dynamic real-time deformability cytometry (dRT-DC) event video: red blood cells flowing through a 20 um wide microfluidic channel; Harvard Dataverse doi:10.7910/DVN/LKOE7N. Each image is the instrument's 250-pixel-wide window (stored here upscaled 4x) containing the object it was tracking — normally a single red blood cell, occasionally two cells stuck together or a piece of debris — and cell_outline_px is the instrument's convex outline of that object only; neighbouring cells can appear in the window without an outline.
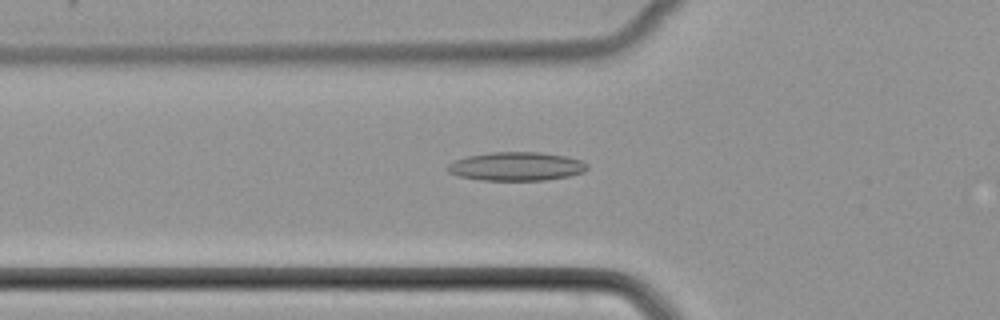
{"species": "common noctule bat (a hibernating species)", "species_latin": "Nyctalus noctula", "temperature_condition": "cold", "stored_images_in_passage": 52, "camera_frame_rate_fps": 3000, "um_per_image_px": 0.085, "animal": {"sex": "female", "body_mass_g": 22.7, "forearm_length_mm": 54.2}, "frame": {"image": 1, "passage_image": 19, "time_ms": 6.0, "image_size_px": [1000, 320], "cell_outline_px": [[588, 168], [584, 172], [568, 176], [544, 180], [480, 180], [456, 176], [448, 172], [448, 164], [456, 160], [468, 156], [492, 152], [540, 152], [568, 156], [580, 160], [588, 164]], "centroid_in_image_um": [43.9, 14.14], "position_along_channel_um": 81.9, "area_um2": 23.35}}
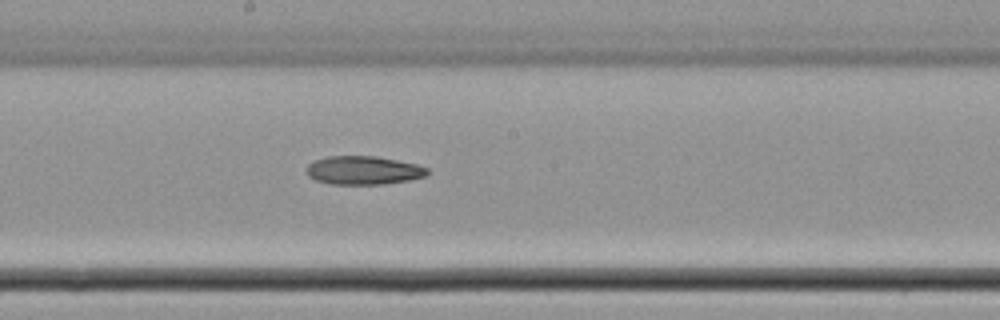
{"frame": {"image": 2, "passage_image": 29, "time_ms": 9.333, "image_size_px": [1000, 320], "cell_outline_px": [[428, 176], [408, 180], [384, 184], [332, 184], [316, 180], [308, 176], [308, 164], [316, 160], [328, 156], [376, 156], [416, 164], [428, 168]], "centroid_in_image_um": [30.92, 14.48], "position_along_channel_um": 217.3, "area_um2": 19.94}}
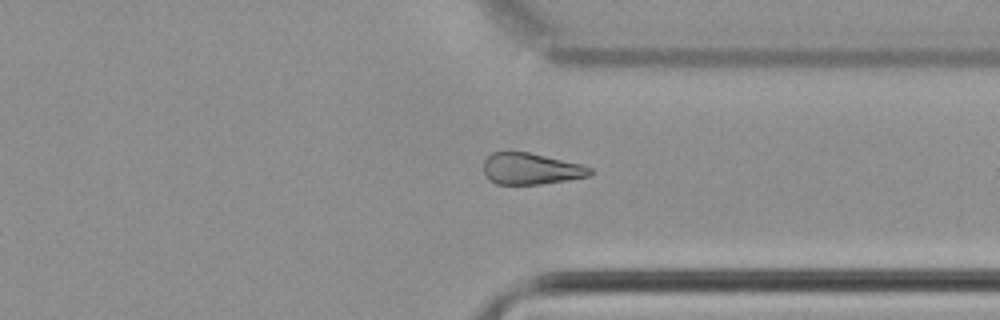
{"frame": {"image": 3, "passage_image": 40, "time_ms": 13.0, "image_size_px": [1000, 320], "cell_outline_px": [[592, 172], [588, 176], [540, 184], [496, 184], [488, 180], [484, 172], [484, 160], [492, 152], [528, 152], [580, 164], [592, 168]], "centroid_in_image_um": [45.08, 14.35], "position_along_channel_um": 366.3, "area_um2": 19.25}}